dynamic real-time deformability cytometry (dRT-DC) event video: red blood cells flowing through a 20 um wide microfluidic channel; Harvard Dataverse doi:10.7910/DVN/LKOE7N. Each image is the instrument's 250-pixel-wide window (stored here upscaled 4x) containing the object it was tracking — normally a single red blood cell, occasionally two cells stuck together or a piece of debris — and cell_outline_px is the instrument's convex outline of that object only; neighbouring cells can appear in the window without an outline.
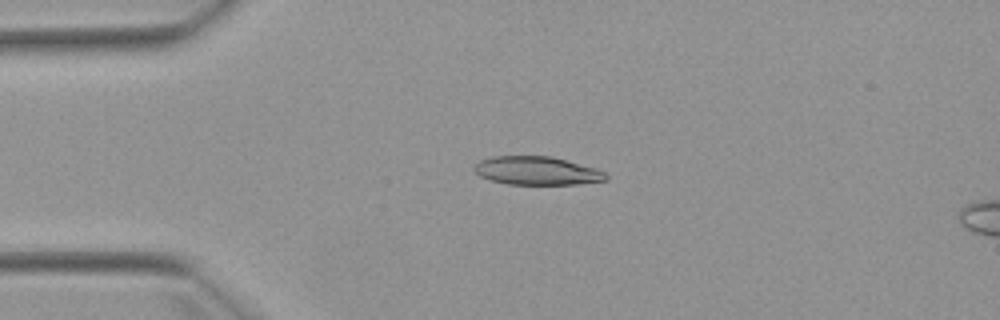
{"species": "Egyptian fruit bat (a non-hibernating species)", "species_latin": "Rousettus aegyptiacus", "temperature_condition": "warm", "stored_images_in_passage": 4, "camera_frame_rate_fps": 3000, "um_per_image_px": 0.085, "animal": {"sex": "female"}, "frame": {"image": 1, "passage_image": 4, "time_ms": 3.333, "image_size_px": [1000, 320], "cell_outline_px": [[608, 180], [576, 184], [508, 184], [492, 180], [480, 176], [472, 168], [480, 160], [492, 156], [552, 156], [596, 168], [604, 172], [608, 176]], "centroid_in_image_um": [45.64, 14.51], "position_along_channel_um": 39.4, "area_um2": 21.73}}